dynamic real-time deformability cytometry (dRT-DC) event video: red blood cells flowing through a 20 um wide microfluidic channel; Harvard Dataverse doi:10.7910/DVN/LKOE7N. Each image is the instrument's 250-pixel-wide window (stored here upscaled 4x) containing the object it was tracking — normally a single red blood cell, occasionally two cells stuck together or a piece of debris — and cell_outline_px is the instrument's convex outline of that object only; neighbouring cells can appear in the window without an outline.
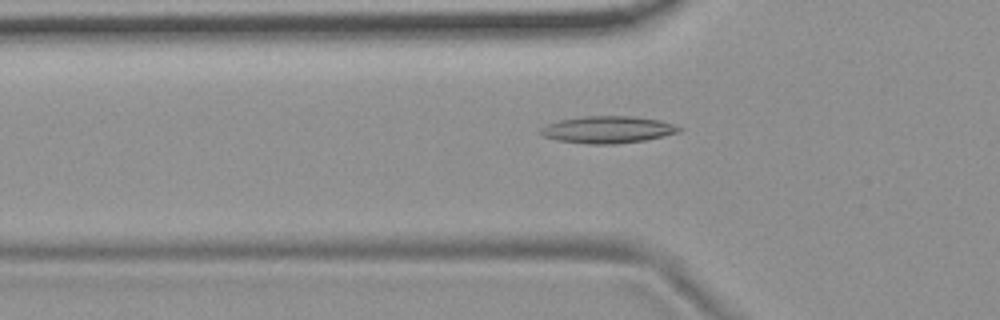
{"species": "common noctule bat (a hibernating species)", "species_latin": "Nyctalus noctula", "temperature_condition": "room temperature", "stored_images_in_passage": 48, "camera_frame_rate_fps": 3000, "um_per_image_px": 0.085, "animal": {"sex": "female", "body_mass_g": 19.9}, "frame": {"image": 1, "passage_image": 12, "time_ms": 3.667, "image_size_px": [1000, 320], "cell_outline_px": [[684, 128], [680, 132], [644, 140], [616, 144], [588, 144], [556, 140], [544, 136], [540, 132], [540, 128], [544, 124], [560, 120], [584, 116], [632, 116], [660, 120]], "centroid_in_image_um": [51.64, 11.01], "position_along_channel_um": 74.2, "area_um2": 21.85}}
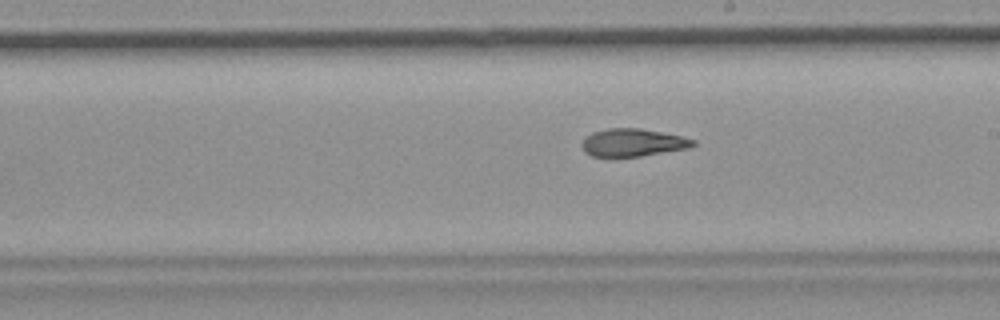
{"frame": {"image": 2, "passage_image": 25, "time_ms": 8.0, "image_size_px": [1000, 320], "cell_outline_px": [[696, 144], [688, 148], [640, 156], [592, 156], [584, 152], [580, 144], [584, 136], [592, 132], [608, 128], [640, 128], [680, 136], [696, 140]], "centroid_in_image_um": [53.73, 12.11], "position_along_channel_um": 235.3, "area_um2": 17.92}}
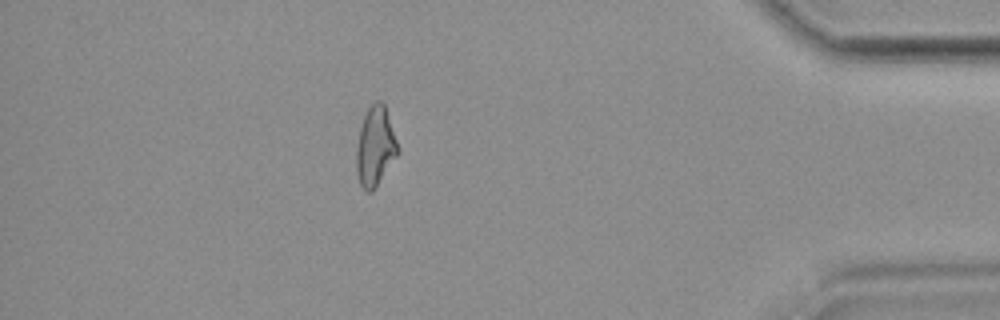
{"frame": {"image": 3, "passage_image": 42, "time_ms": 13.667, "image_size_px": [1000, 320], "cell_outline_px": [[400, 152], [372, 192], [368, 192], [360, 184], [356, 172], [356, 144], [360, 128], [364, 116], [368, 108], [376, 100], [380, 100], [384, 104], [400, 148]], "centroid_in_image_um": [31.9, 12.45], "position_along_channel_um": 403.3, "area_um2": 19.25}, "authors_computed_cell_mechanics": {"area_um2": 19.1896, "velocity_mm_per_s": 3.7147, "shape_relaxation_time_tau1_ms": null, "shape_relaxation_time_tau2_ms": 4.6635, "deformation_change_tau1": null, "deformation_change_tau2": 0.1387}}